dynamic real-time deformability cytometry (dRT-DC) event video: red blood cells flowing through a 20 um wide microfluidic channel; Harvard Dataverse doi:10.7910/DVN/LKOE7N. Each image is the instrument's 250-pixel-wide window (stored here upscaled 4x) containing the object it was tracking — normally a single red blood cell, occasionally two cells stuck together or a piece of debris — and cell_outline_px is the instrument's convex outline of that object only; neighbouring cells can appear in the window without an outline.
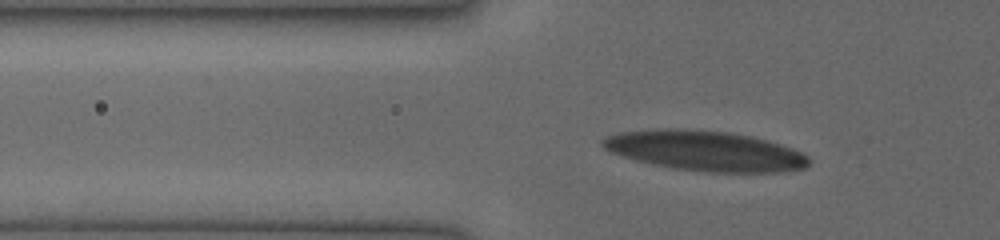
{"species": "human", "species_latin": "Homo sapiens", "temperature_condition": "cold", "stored_images_in_passage": 32, "camera_frame_rate_fps": 3000, "um_per_image_px": 0.085, "donor": {"sex": "female"}, "frame": {"image": 1, "passage_image": 5, "time_ms": 1.333, "image_size_px": [1000, 240], "cell_outline_px": [[808, 164], [804, 168], [780, 172], [712, 172], [676, 168], [652, 164], [636, 160], [612, 152], [604, 148], [600, 144], [600, 140], [604, 136], [620, 132], [656, 128], [688, 128], [728, 132], [752, 136], [768, 140], [792, 148], [808, 156]], "centroid_in_image_um": [59.9, 12.8], "position_along_channel_um": 65.9, "area_um2": 48.26}}
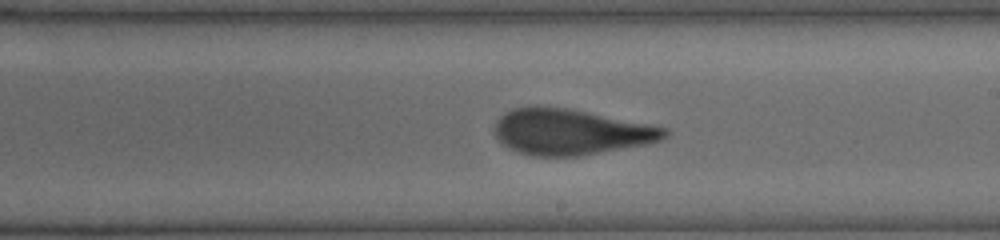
{"frame": {"image": 2, "passage_image": 18, "time_ms": 5.667, "image_size_px": [1000, 240], "cell_outline_px": [[668, 136], [660, 140], [648, 144], [580, 156], [532, 156], [516, 152], [508, 148], [496, 136], [492, 128], [496, 120], [504, 112], [512, 108], [568, 108], [664, 128], [668, 132]], "centroid_in_image_um": [48.45, 11.24], "position_along_channel_um": 240.6, "area_um2": 44.74}}
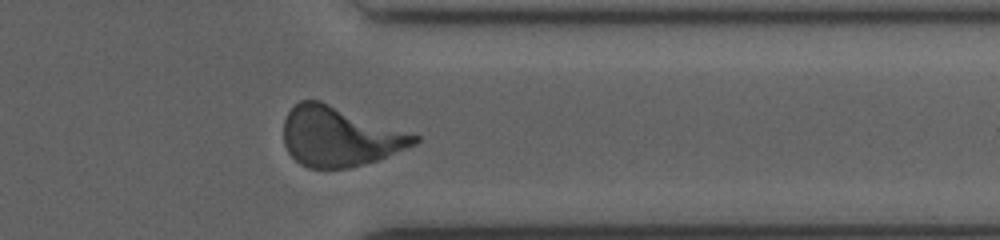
{"frame": {"image": 3, "passage_image": 28, "time_ms": 9.0, "image_size_px": [1000, 240], "cell_outline_px": [[420, 140], [416, 144], [376, 160], [364, 164], [348, 168], [308, 168], [300, 164], [288, 152], [284, 144], [284, 120], [288, 112], [300, 100], [320, 100], [420, 136]], "centroid_in_image_um": [28.84, 11.61], "position_along_channel_um": 382.6, "area_um2": 45.14}}